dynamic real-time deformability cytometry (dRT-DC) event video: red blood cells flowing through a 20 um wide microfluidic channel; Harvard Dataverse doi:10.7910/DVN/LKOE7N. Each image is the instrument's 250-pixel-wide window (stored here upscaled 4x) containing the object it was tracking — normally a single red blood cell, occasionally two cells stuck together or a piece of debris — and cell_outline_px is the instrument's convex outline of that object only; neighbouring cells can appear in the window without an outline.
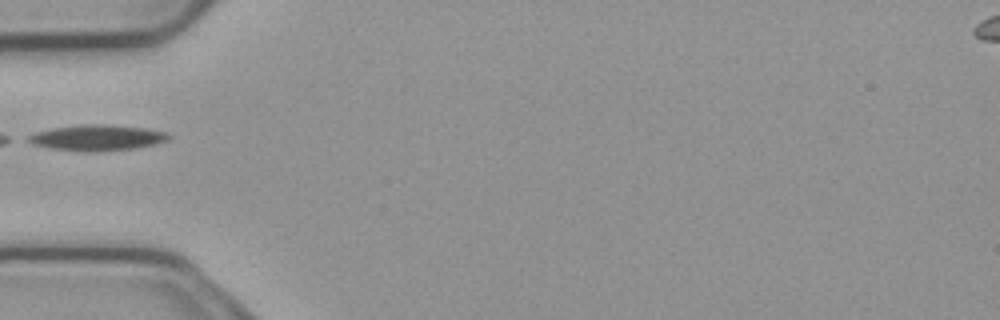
{"species": "common noctule bat (a hibernating species)", "species_latin": "Nyctalus noctula", "temperature_condition": "cold", "stored_images_in_passage": 35, "camera_frame_rate_fps": 3000, "um_per_image_px": 0.085, "animal": {"sex": "male", "body_mass_g": 23.1, "forearm_length_mm": 52.7}, "frame": {"image": 1, "passage_image": 1, "time_ms": 0.0, "image_size_px": [1000, 320], "cell_outline_px": [[172, 136], [168, 140], [152, 144], [132, 148], [52, 148], [36, 144], [28, 140], [28, 136], [36, 132], [52, 128], [80, 124], [108, 124], [144, 128], [164, 132]], "centroid_in_image_um": [8.29, 11.63], "position_along_channel_um": 76.7, "area_um2": 19.48}}
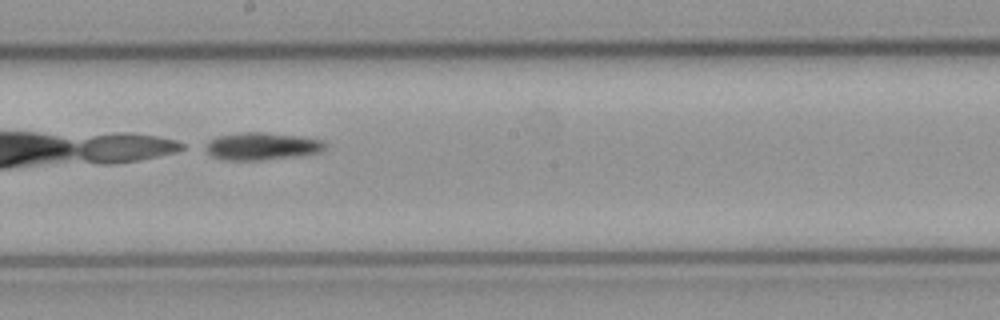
{"frame": {"image": 2, "passage_image": 13, "time_ms": 4.0, "image_size_px": [1000, 320], "cell_outline_px": [[328, 144], [320, 152], [296, 156], [260, 160], [224, 160], [212, 156], [200, 148], [208, 140], [216, 136], [240, 132], [264, 132], [300, 136], [324, 140]], "centroid_in_image_um": [22.19, 12.42], "position_along_channel_um": 226.0, "area_um2": 19.54}}
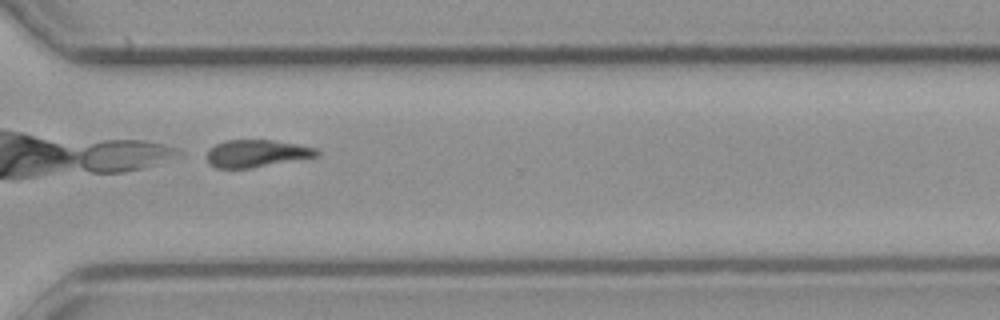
{"frame": {"image": 3, "passage_image": 23, "time_ms": 7.333, "image_size_px": [1000, 320], "cell_outline_px": [[320, 156], [252, 168], [216, 168], [208, 164], [204, 156], [208, 148], [224, 140], [272, 140], [296, 144], [316, 148], [320, 152]], "centroid_in_image_um": [21.76, 13.05], "position_along_channel_um": 348.8, "area_um2": 17.86}}